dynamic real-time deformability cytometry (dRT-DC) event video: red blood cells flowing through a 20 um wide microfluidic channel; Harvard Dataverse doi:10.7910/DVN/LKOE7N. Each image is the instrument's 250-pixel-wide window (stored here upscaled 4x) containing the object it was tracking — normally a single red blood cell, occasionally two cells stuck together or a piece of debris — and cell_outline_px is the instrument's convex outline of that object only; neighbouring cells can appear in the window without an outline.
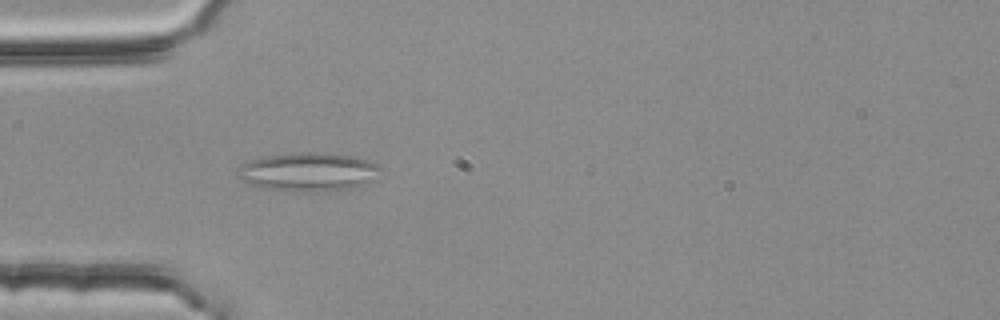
{"species": "common noctule bat (a hibernating species)", "species_latin": "Nyctalus noctula", "temperature_condition": "room temperature", "stored_images_in_passage": 7, "camera_frame_rate_fps": 3000, "um_per_image_px": 0.085, "animal": {"sex": "female", "body_mass_g": 25.1}, "frame": {"image": 1, "passage_image": 3, "time_ms": 0.667, "image_size_px": [1000, 320], "cell_outline_px": [[380, 168], [364, 184], [348, 188], [328, 192], [284, 192], [260, 188], [236, 176], [236, 172], [240, 164], [252, 160], [268, 156], [308, 152], [352, 156], [368, 160], [380, 164]], "centroid_in_image_um": [26.13, 14.64], "position_along_channel_um": 58.9, "area_um2": 31.91}}